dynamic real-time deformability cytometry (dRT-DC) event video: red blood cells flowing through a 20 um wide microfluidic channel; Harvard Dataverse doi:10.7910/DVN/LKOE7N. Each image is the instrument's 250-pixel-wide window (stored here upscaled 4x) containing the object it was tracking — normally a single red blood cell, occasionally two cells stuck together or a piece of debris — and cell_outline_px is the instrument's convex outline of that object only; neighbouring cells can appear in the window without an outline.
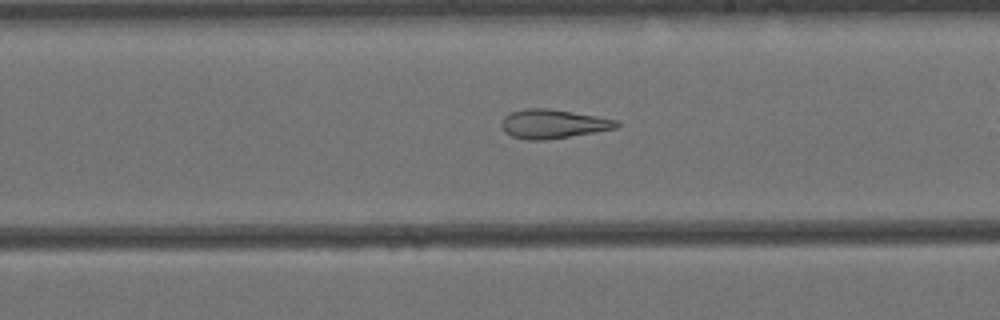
{"species": "Egyptian fruit bat (a non-hibernating species)", "species_latin": "Rousettus aegyptiacus", "temperature_condition": "cold", "stored_images_in_passage": 30, "camera_frame_rate_fps": 3000, "um_per_image_px": 0.085, "animal": {"sex": "female"}, "frame": {"image": 1, "passage_image": 18, "time_ms": 5.667, "image_size_px": [1000, 320], "cell_outline_px": [[620, 124], [616, 128], [544, 140], [528, 140], [512, 136], [504, 132], [500, 124], [504, 116], [512, 112], [528, 108], [552, 108], [620, 120]], "centroid_in_image_um": [47.0, 10.52], "position_along_channel_um": 242.0, "area_um2": 19.42}}